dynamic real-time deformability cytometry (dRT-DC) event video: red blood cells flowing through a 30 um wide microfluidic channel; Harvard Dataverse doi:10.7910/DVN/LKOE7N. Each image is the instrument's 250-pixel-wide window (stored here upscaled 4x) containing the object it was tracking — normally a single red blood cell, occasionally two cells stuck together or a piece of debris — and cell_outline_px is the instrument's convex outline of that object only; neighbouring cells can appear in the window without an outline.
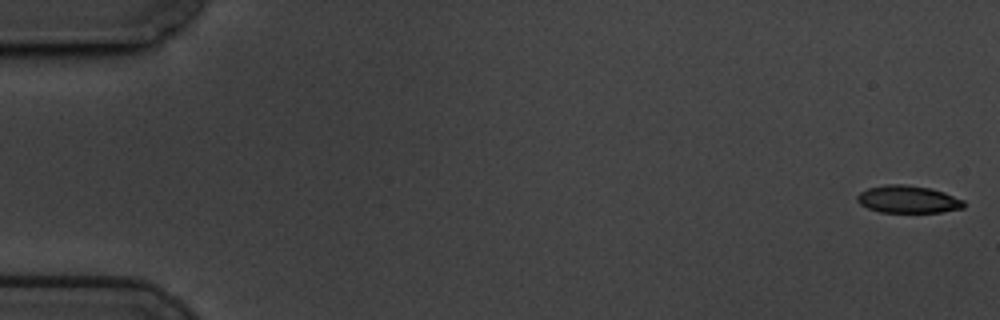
{"species": "common noctule bat (a hibernating species)", "species_latin": "Nyctalus noctula", "temperature_condition": "cold", "stored_images_in_passage": 6, "camera_frame_rate_fps": 3000, "um_per_image_px": 0.085, "animal": {"sex": "male", "body_mass_g": 19.5, "forearm_length_mm": 54.6}, "frame": {"image": 1, "passage_image": 1, "time_ms": 0.0, "image_size_px": [1000, 320], "cell_outline_px": [[964, 208], [940, 212], [880, 212], [868, 208], [860, 204], [856, 200], [856, 196], [860, 192], [868, 188], [884, 184], [904, 184], [928, 188], [944, 192], [964, 200]], "centroid_in_image_um": [77.16, 16.94], "position_along_channel_um": 7.8, "area_um2": 17.05}}
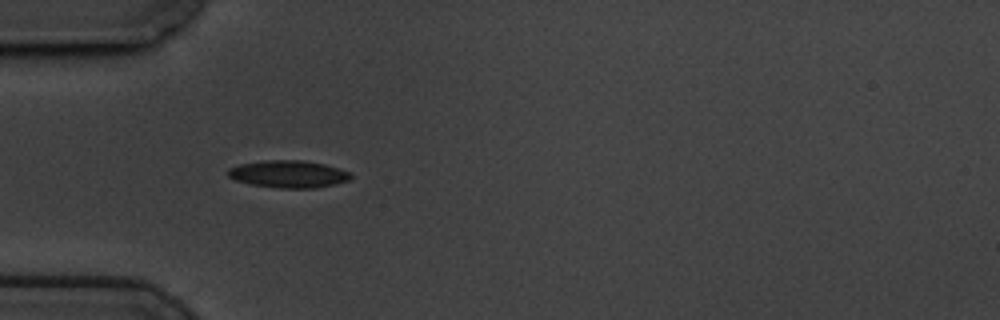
{"frame": {"image": 2, "passage_image": 5, "time_ms": 1.333, "image_size_px": [1000, 320], "cell_outline_px": [[352, 176], [348, 180], [336, 184], [316, 188], [280, 188], [252, 184], [236, 180], [228, 176], [228, 168], [240, 164], [264, 160], [304, 160], [324, 164], [340, 168], [352, 172]], "centroid_in_image_um": [24.56, 14.79], "position_along_channel_um": 60.4, "area_um2": 19.59}}
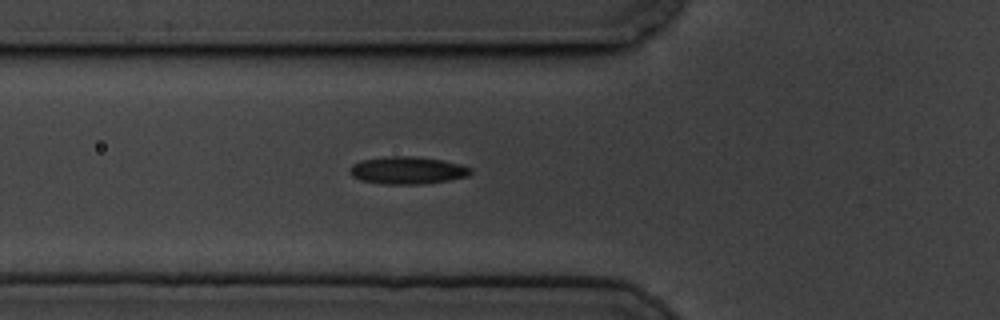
{"frame": {"image": 3, "passage_image": 6, "time_ms": 1.667, "image_size_px": [1000, 320], "cell_outline_px": [[472, 172], [468, 176], [448, 180], [424, 184], [380, 184], [360, 180], [352, 176], [348, 168], [352, 164], [360, 160], [388, 156], [412, 156], [440, 160], [460, 164], [472, 168]], "centroid_in_image_um": [34.6, 14.48], "position_along_channel_um": 91.2, "area_um2": 19.42}}